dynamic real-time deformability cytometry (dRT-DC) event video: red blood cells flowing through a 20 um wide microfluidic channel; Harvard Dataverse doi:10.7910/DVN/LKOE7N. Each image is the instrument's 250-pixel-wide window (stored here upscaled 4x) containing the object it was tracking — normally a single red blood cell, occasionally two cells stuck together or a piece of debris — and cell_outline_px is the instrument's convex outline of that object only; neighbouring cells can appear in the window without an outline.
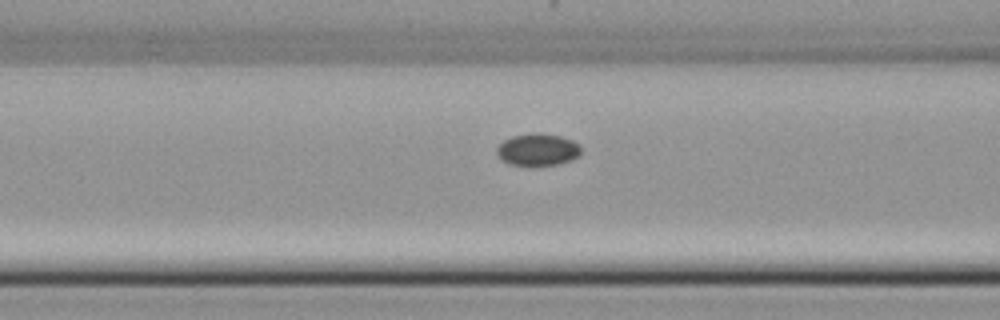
{"species": "common noctule bat (a hibernating species)", "species_latin": "Nyctalus noctula", "temperature_condition": "cold", "stored_images_in_passage": 39, "camera_frame_rate_fps": 3000, "um_per_image_px": 0.085, "animal": {"sex": "female", "body_mass_g": 22.7, "forearm_length_mm": 54.2}, "frame": {"image": 1, "passage_image": 10, "time_ms": 3.0, "image_size_px": [1000, 320], "cell_outline_px": [[580, 156], [572, 160], [556, 164], [536, 168], [508, 164], [500, 160], [496, 152], [496, 148], [504, 140], [512, 136], [532, 132], [536, 132], [560, 136], [572, 140], [580, 144]], "centroid_in_image_um": [45.68, 12.75], "position_along_channel_um": 120.9, "area_um2": 16.42}}
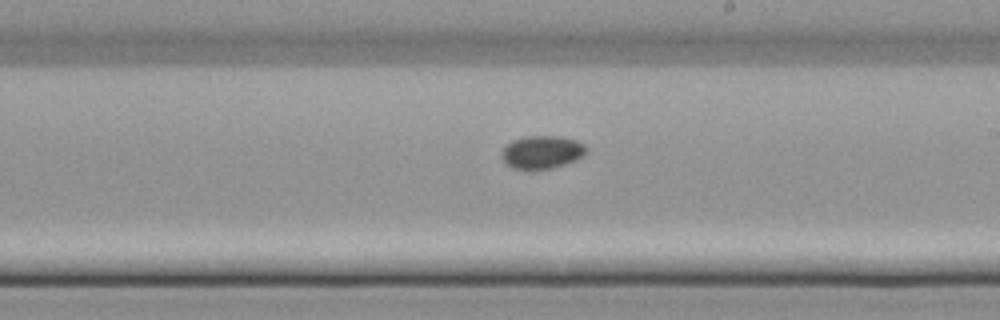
{"frame": {"image": 2, "passage_image": 19, "time_ms": 6.0, "image_size_px": [1000, 320], "cell_outline_px": [[588, 152], [584, 156], [576, 160], [552, 168], [512, 168], [500, 156], [500, 152], [512, 140], [524, 136], [560, 136], [576, 140], [584, 144], [588, 148]], "centroid_in_image_um": [46.1, 12.91], "position_along_channel_um": 242.9, "area_um2": 16.24}}
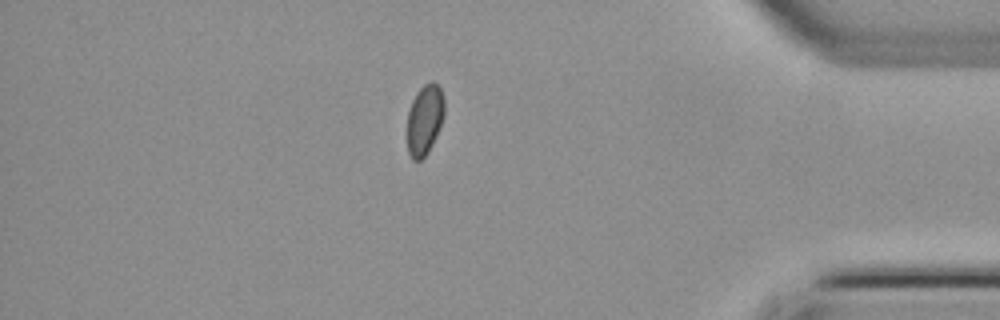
{"frame": {"image": 3, "passage_image": 33, "time_ms": 10.667, "image_size_px": [1000, 320], "cell_outline_px": [[444, 116], [440, 128], [428, 152], [420, 160], [412, 160], [408, 152], [408, 112], [412, 100], [416, 92], [424, 84], [432, 80], [440, 88], [444, 96]], "centroid_in_image_um": [36.1, 10.15], "position_along_channel_um": 399.1, "area_um2": 15.26}}